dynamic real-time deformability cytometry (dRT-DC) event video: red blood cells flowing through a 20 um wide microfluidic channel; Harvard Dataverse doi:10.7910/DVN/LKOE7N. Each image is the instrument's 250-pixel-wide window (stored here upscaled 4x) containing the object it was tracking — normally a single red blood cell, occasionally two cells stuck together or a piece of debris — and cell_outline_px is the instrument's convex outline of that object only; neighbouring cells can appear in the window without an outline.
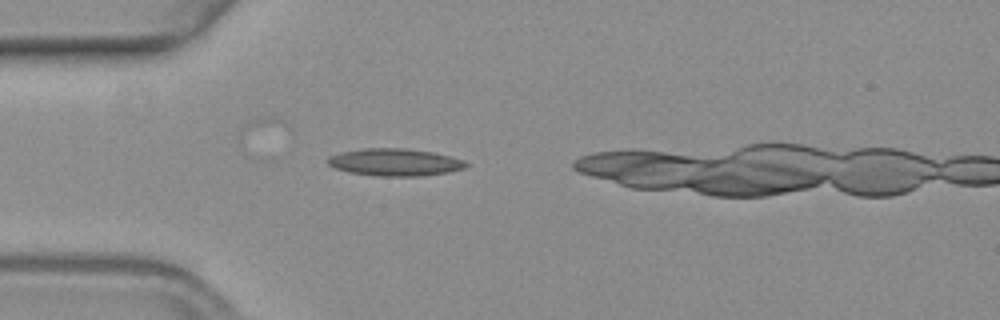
{"species": "common noctule bat (a hibernating species)", "species_latin": "Nyctalus noctula", "temperature_condition": "warm", "stored_images_in_passage": 12, "camera_frame_rate_fps": 3000, "um_per_image_px": 0.085, "animal": {"sex": "female", "body_mass_g": 19.3, "forearm_length_mm": 54.1}, "frame": {"image": 1, "passage_image": 3, "time_ms": 0.667, "image_size_px": [1000, 320], "cell_outline_px": [[468, 164], [464, 168], [448, 172], [424, 176], [376, 176], [348, 172], [336, 168], [328, 164], [328, 156], [340, 152], [364, 148], [404, 148], [432, 152], [464, 160]], "centroid_in_image_um": [33.54, 13.79], "position_along_channel_um": 51.5, "area_um2": 21.96}}
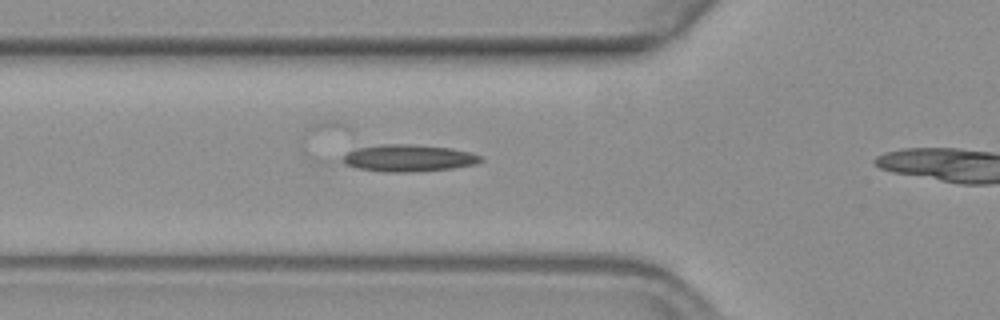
{"frame": {"image": 2, "passage_image": 7, "time_ms": 2.0, "image_size_px": [1000, 320], "cell_outline_px": [[484, 160], [476, 164], [452, 168], [420, 172], [384, 172], [356, 168], [344, 164], [340, 160], [348, 152], [356, 148], [380, 144], [412, 144], [452, 148], [472, 152], [484, 156]], "centroid_in_image_um": [34.76, 13.44], "position_along_channel_um": 91.0, "area_um2": 22.14}}
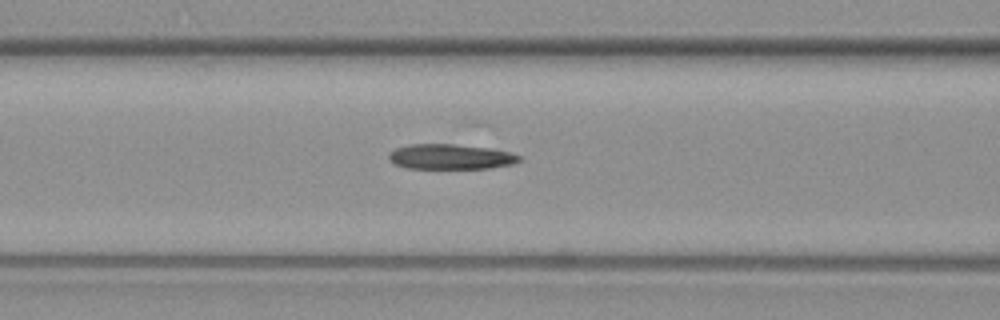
{"frame": {"image": 3, "passage_image": 10, "time_ms": 3.0, "image_size_px": [1000, 320], "cell_outline_px": [[520, 160], [512, 164], [488, 168], [408, 168], [396, 164], [388, 156], [388, 152], [396, 148], [412, 144], [452, 144], [492, 148], [512, 152], [520, 156]], "centroid_in_image_um": [38.32, 13.31], "position_along_channel_um": 128.3, "area_um2": 18.96}}